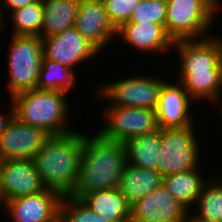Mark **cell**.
<instances>
[{
	"mask_svg": "<svg viewBox=\"0 0 222 222\" xmlns=\"http://www.w3.org/2000/svg\"><path fill=\"white\" fill-rule=\"evenodd\" d=\"M126 164L124 143L84 131L78 180L69 196L80 199L92 191L117 188Z\"/></svg>",
	"mask_w": 222,
	"mask_h": 222,
	"instance_id": "1",
	"label": "cell"
},
{
	"mask_svg": "<svg viewBox=\"0 0 222 222\" xmlns=\"http://www.w3.org/2000/svg\"><path fill=\"white\" fill-rule=\"evenodd\" d=\"M83 133L76 131L50 135L41 150L32 159L41 182L46 189L69 196L76 186Z\"/></svg>",
	"mask_w": 222,
	"mask_h": 222,
	"instance_id": "2",
	"label": "cell"
},
{
	"mask_svg": "<svg viewBox=\"0 0 222 222\" xmlns=\"http://www.w3.org/2000/svg\"><path fill=\"white\" fill-rule=\"evenodd\" d=\"M67 95L61 91L36 88L16 94L9 101L14 117L22 123L42 128L49 135H61L74 131L69 127V113L72 112Z\"/></svg>",
	"mask_w": 222,
	"mask_h": 222,
	"instance_id": "3",
	"label": "cell"
},
{
	"mask_svg": "<svg viewBox=\"0 0 222 222\" xmlns=\"http://www.w3.org/2000/svg\"><path fill=\"white\" fill-rule=\"evenodd\" d=\"M8 41L7 82L10 99L21 92L37 88L39 70L42 66L43 48L39 36L11 34Z\"/></svg>",
	"mask_w": 222,
	"mask_h": 222,
	"instance_id": "4",
	"label": "cell"
},
{
	"mask_svg": "<svg viewBox=\"0 0 222 222\" xmlns=\"http://www.w3.org/2000/svg\"><path fill=\"white\" fill-rule=\"evenodd\" d=\"M166 5L164 26L174 42L203 39L212 35L211 30L214 31L219 11L208 0H167Z\"/></svg>",
	"mask_w": 222,
	"mask_h": 222,
	"instance_id": "5",
	"label": "cell"
},
{
	"mask_svg": "<svg viewBox=\"0 0 222 222\" xmlns=\"http://www.w3.org/2000/svg\"><path fill=\"white\" fill-rule=\"evenodd\" d=\"M195 123L183 128L161 129L160 153L157 170L162 176L200 167L203 156ZM198 135V136H197Z\"/></svg>",
	"mask_w": 222,
	"mask_h": 222,
	"instance_id": "6",
	"label": "cell"
},
{
	"mask_svg": "<svg viewBox=\"0 0 222 222\" xmlns=\"http://www.w3.org/2000/svg\"><path fill=\"white\" fill-rule=\"evenodd\" d=\"M116 81L103 83L97 88L98 99L107 100L109 106L151 108L156 110L160 91L167 79L155 74L133 73ZM154 77V78H153Z\"/></svg>",
	"mask_w": 222,
	"mask_h": 222,
	"instance_id": "7",
	"label": "cell"
},
{
	"mask_svg": "<svg viewBox=\"0 0 222 222\" xmlns=\"http://www.w3.org/2000/svg\"><path fill=\"white\" fill-rule=\"evenodd\" d=\"M102 125L97 132L111 141L126 142L131 138L149 134L159 129L156 110L108 106L101 112ZM103 116V117H102Z\"/></svg>",
	"mask_w": 222,
	"mask_h": 222,
	"instance_id": "8",
	"label": "cell"
},
{
	"mask_svg": "<svg viewBox=\"0 0 222 222\" xmlns=\"http://www.w3.org/2000/svg\"><path fill=\"white\" fill-rule=\"evenodd\" d=\"M213 35L203 39L174 42L172 51L179 58V63H176L178 73L222 71V35Z\"/></svg>",
	"mask_w": 222,
	"mask_h": 222,
	"instance_id": "9",
	"label": "cell"
},
{
	"mask_svg": "<svg viewBox=\"0 0 222 222\" xmlns=\"http://www.w3.org/2000/svg\"><path fill=\"white\" fill-rule=\"evenodd\" d=\"M190 210L162 183L130 205V222H189Z\"/></svg>",
	"mask_w": 222,
	"mask_h": 222,
	"instance_id": "10",
	"label": "cell"
},
{
	"mask_svg": "<svg viewBox=\"0 0 222 222\" xmlns=\"http://www.w3.org/2000/svg\"><path fill=\"white\" fill-rule=\"evenodd\" d=\"M43 56L49 60L66 65L71 69L97 58L99 51L87 41L74 27L55 35L41 38ZM78 64V65H77Z\"/></svg>",
	"mask_w": 222,
	"mask_h": 222,
	"instance_id": "11",
	"label": "cell"
},
{
	"mask_svg": "<svg viewBox=\"0 0 222 222\" xmlns=\"http://www.w3.org/2000/svg\"><path fill=\"white\" fill-rule=\"evenodd\" d=\"M63 196L51 189L7 200L2 204L11 222H55Z\"/></svg>",
	"mask_w": 222,
	"mask_h": 222,
	"instance_id": "12",
	"label": "cell"
},
{
	"mask_svg": "<svg viewBox=\"0 0 222 222\" xmlns=\"http://www.w3.org/2000/svg\"><path fill=\"white\" fill-rule=\"evenodd\" d=\"M49 136L14 117L0 137V160H32Z\"/></svg>",
	"mask_w": 222,
	"mask_h": 222,
	"instance_id": "13",
	"label": "cell"
},
{
	"mask_svg": "<svg viewBox=\"0 0 222 222\" xmlns=\"http://www.w3.org/2000/svg\"><path fill=\"white\" fill-rule=\"evenodd\" d=\"M170 81L167 80L160 91L156 108L158 127L160 129L183 128L192 125L195 122L192 105L196 103L189 97L180 82L175 79Z\"/></svg>",
	"mask_w": 222,
	"mask_h": 222,
	"instance_id": "14",
	"label": "cell"
},
{
	"mask_svg": "<svg viewBox=\"0 0 222 222\" xmlns=\"http://www.w3.org/2000/svg\"><path fill=\"white\" fill-rule=\"evenodd\" d=\"M45 189L32 160H0L1 205Z\"/></svg>",
	"mask_w": 222,
	"mask_h": 222,
	"instance_id": "15",
	"label": "cell"
},
{
	"mask_svg": "<svg viewBox=\"0 0 222 222\" xmlns=\"http://www.w3.org/2000/svg\"><path fill=\"white\" fill-rule=\"evenodd\" d=\"M75 28L100 55L112 40H117V30L108 19L103 0H80Z\"/></svg>",
	"mask_w": 222,
	"mask_h": 222,
	"instance_id": "16",
	"label": "cell"
},
{
	"mask_svg": "<svg viewBox=\"0 0 222 222\" xmlns=\"http://www.w3.org/2000/svg\"><path fill=\"white\" fill-rule=\"evenodd\" d=\"M116 38L122 44L133 47L143 54L172 52L174 41L168 35L165 26L158 23L126 22L118 30Z\"/></svg>",
	"mask_w": 222,
	"mask_h": 222,
	"instance_id": "17",
	"label": "cell"
},
{
	"mask_svg": "<svg viewBox=\"0 0 222 222\" xmlns=\"http://www.w3.org/2000/svg\"><path fill=\"white\" fill-rule=\"evenodd\" d=\"M184 90L197 104L206 100L211 105L222 103V71L175 73ZM199 101V102H198Z\"/></svg>",
	"mask_w": 222,
	"mask_h": 222,
	"instance_id": "18",
	"label": "cell"
},
{
	"mask_svg": "<svg viewBox=\"0 0 222 222\" xmlns=\"http://www.w3.org/2000/svg\"><path fill=\"white\" fill-rule=\"evenodd\" d=\"M163 183V176L158 170L145 169L126 164L120 176L118 191L126 198L129 205L142 199Z\"/></svg>",
	"mask_w": 222,
	"mask_h": 222,
	"instance_id": "19",
	"label": "cell"
},
{
	"mask_svg": "<svg viewBox=\"0 0 222 222\" xmlns=\"http://www.w3.org/2000/svg\"><path fill=\"white\" fill-rule=\"evenodd\" d=\"M80 200L110 222H130V205L117 188L92 191Z\"/></svg>",
	"mask_w": 222,
	"mask_h": 222,
	"instance_id": "20",
	"label": "cell"
},
{
	"mask_svg": "<svg viewBox=\"0 0 222 222\" xmlns=\"http://www.w3.org/2000/svg\"><path fill=\"white\" fill-rule=\"evenodd\" d=\"M201 170L200 167H197L185 172L163 176V184L167 190L190 211L198 195L201 193L203 186L210 178H206V174L204 173L203 175V171Z\"/></svg>",
	"mask_w": 222,
	"mask_h": 222,
	"instance_id": "21",
	"label": "cell"
},
{
	"mask_svg": "<svg viewBox=\"0 0 222 222\" xmlns=\"http://www.w3.org/2000/svg\"><path fill=\"white\" fill-rule=\"evenodd\" d=\"M80 0H43L41 38L75 26Z\"/></svg>",
	"mask_w": 222,
	"mask_h": 222,
	"instance_id": "22",
	"label": "cell"
},
{
	"mask_svg": "<svg viewBox=\"0 0 222 222\" xmlns=\"http://www.w3.org/2000/svg\"><path fill=\"white\" fill-rule=\"evenodd\" d=\"M161 129L143 134L124 142L127 164L157 170L160 153Z\"/></svg>",
	"mask_w": 222,
	"mask_h": 222,
	"instance_id": "23",
	"label": "cell"
},
{
	"mask_svg": "<svg viewBox=\"0 0 222 222\" xmlns=\"http://www.w3.org/2000/svg\"><path fill=\"white\" fill-rule=\"evenodd\" d=\"M66 65L49 60L43 56L39 70L37 88L41 90L61 91L68 94L75 91L78 77L76 72Z\"/></svg>",
	"mask_w": 222,
	"mask_h": 222,
	"instance_id": "24",
	"label": "cell"
},
{
	"mask_svg": "<svg viewBox=\"0 0 222 222\" xmlns=\"http://www.w3.org/2000/svg\"><path fill=\"white\" fill-rule=\"evenodd\" d=\"M194 209L190 222H222V189L212 179L203 186Z\"/></svg>",
	"mask_w": 222,
	"mask_h": 222,
	"instance_id": "25",
	"label": "cell"
},
{
	"mask_svg": "<svg viewBox=\"0 0 222 222\" xmlns=\"http://www.w3.org/2000/svg\"><path fill=\"white\" fill-rule=\"evenodd\" d=\"M6 15L5 21L11 17V25L13 26L10 31L12 33L9 34L39 36L41 38L44 16L43 0H37Z\"/></svg>",
	"mask_w": 222,
	"mask_h": 222,
	"instance_id": "26",
	"label": "cell"
},
{
	"mask_svg": "<svg viewBox=\"0 0 222 222\" xmlns=\"http://www.w3.org/2000/svg\"><path fill=\"white\" fill-rule=\"evenodd\" d=\"M59 219L62 222H110L92 211L80 199L71 196H63Z\"/></svg>",
	"mask_w": 222,
	"mask_h": 222,
	"instance_id": "27",
	"label": "cell"
},
{
	"mask_svg": "<svg viewBox=\"0 0 222 222\" xmlns=\"http://www.w3.org/2000/svg\"><path fill=\"white\" fill-rule=\"evenodd\" d=\"M167 17L166 1L162 0H139L133 10L129 22L158 23L165 25Z\"/></svg>",
	"mask_w": 222,
	"mask_h": 222,
	"instance_id": "28",
	"label": "cell"
},
{
	"mask_svg": "<svg viewBox=\"0 0 222 222\" xmlns=\"http://www.w3.org/2000/svg\"><path fill=\"white\" fill-rule=\"evenodd\" d=\"M105 10L113 27L118 30L129 22L139 0H103Z\"/></svg>",
	"mask_w": 222,
	"mask_h": 222,
	"instance_id": "29",
	"label": "cell"
},
{
	"mask_svg": "<svg viewBox=\"0 0 222 222\" xmlns=\"http://www.w3.org/2000/svg\"><path fill=\"white\" fill-rule=\"evenodd\" d=\"M37 0H0V9L3 17H6V14L4 13L5 8L7 13L12 12L15 9H20L26 5L32 4Z\"/></svg>",
	"mask_w": 222,
	"mask_h": 222,
	"instance_id": "30",
	"label": "cell"
},
{
	"mask_svg": "<svg viewBox=\"0 0 222 222\" xmlns=\"http://www.w3.org/2000/svg\"><path fill=\"white\" fill-rule=\"evenodd\" d=\"M10 103V108L11 110L5 114L3 112V114H0V137L3 134V132L5 131V129L7 128L8 124L11 122V120L14 118V109L12 106V103L9 101Z\"/></svg>",
	"mask_w": 222,
	"mask_h": 222,
	"instance_id": "31",
	"label": "cell"
},
{
	"mask_svg": "<svg viewBox=\"0 0 222 222\" xmlns=\"http://www.w3.org/2000/svg\"><path fill=\"white\" fill-rule=\"evenodd\" d=\"M8 25H6V22H5V18L3 17L2 13H1V9H0V34L3 33V29L6 30V28ZM1 36V35H0Z\"/></svg>",
	"mask_w": 222,
	"mask_h": 222,
	"instance_id": "32",
	"label": "cell"
},
{
	"mask_svg": "<svg viewBox=\"0 0 222 222\" xmlns=\"http://www.w3.org/2000/svg\"><path fill=\"white\" fill-rule=\"evenodd\" d=\"M218 11H219V8L221 7L222 8V0H208ZM221 2V3H220ZM221 5V6H220Z\"/></svg>",
	"mask_w": 222,
	"mask_h": 222,
	"instance_id": "33",
	"label": "cell"
},
{
	"mask_svg": "<svg viewBox=\"0 0 222 222\" xmlns=\"http://www.w3.org/2000/svg\"><path fill=\"white\" fill-rule=\"evenodd\" d=\"M217 176H215V177L213 176V178H211V179L222 189V178L220 177V174Z\"/></svg>",
	"mask_w": 222,
	"mask_h": 222,
	"instance_id": "34",
	"label": "cell"
}]
</instances>
